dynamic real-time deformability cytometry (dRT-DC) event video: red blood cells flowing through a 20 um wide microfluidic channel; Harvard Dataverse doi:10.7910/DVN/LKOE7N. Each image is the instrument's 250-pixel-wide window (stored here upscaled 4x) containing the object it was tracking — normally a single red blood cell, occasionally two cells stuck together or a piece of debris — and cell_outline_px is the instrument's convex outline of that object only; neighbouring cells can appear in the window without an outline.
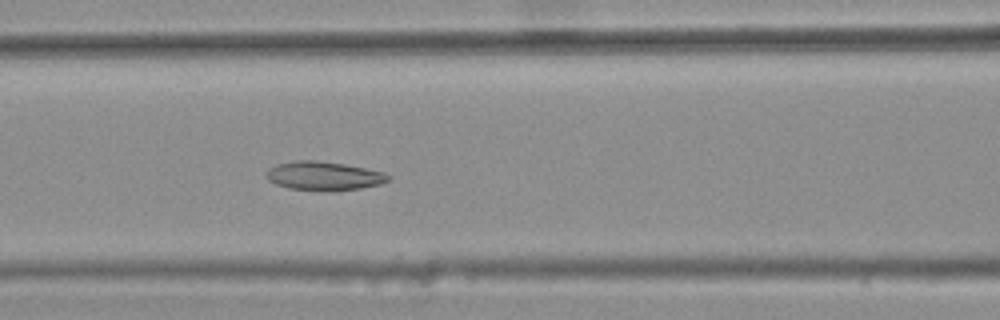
{"species": "common noctule bat (a hibernating species)", "species_latin": "Nyctalus noctula", "temperature_condition": "warm", "stored_images_in_passage": 6, "camera_frame_rate_fps": 3000, "um_per_image_px": 0.085, "animal": {"sex": "female", "body_mass_g": 25.1}, "frame": {"image": 1, "passage_image": 6, "time_ms": 1.667, "image_size_px": [1000, 320], "cell_outline_px": [[392, 176], [388, 180], [380, 184], [360, 188], [332, 192], [324, 192], [288, 188], [276, 184], [268, 180], [268, 168], [276, 164], [296, 160], [316, 160], [344, 164], [384, 172]], "centroid_in_image_um": [27.53, 14.96], "position_along_channel_um": 139.1, "area_um2": 20.63}}